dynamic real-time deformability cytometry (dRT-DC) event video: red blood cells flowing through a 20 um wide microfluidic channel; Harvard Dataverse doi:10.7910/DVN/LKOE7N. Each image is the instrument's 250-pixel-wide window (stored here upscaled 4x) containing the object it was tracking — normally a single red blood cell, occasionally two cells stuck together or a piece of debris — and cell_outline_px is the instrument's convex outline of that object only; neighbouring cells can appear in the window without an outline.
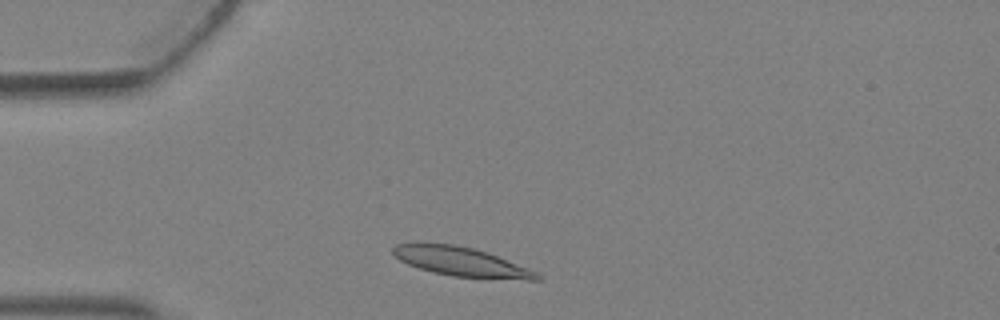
{"species": "Egyptian fruit bat (a non-hibernating species)", "species_latin": "Rousettus aegyptiacus", "temperature_condition": "warm", "stored_images_in_passage": 1, "camera_frame_rate_fps": 3000, "um_per_image_px": 0.085, "animal": {"sex": "female"}, "frame": {"image": 1, "passage_image": 1, "time_ms": 0.0, "image_size_px": [1000, 320], "cell_outline_px": [[544, 276], [540, 280], [528, 280], [452, 276], [432, 272], [408, 264], [400, 260], [392, 252], [392, 248], [396, 244], [416, 240], [420, 240], [456, 244], [472, 248], [496, 256], [528, 268]], "centroid_in_image_um": [39.11, 22.2], "position_along_channel_um": 45.9, "area_um2": 24.85}}